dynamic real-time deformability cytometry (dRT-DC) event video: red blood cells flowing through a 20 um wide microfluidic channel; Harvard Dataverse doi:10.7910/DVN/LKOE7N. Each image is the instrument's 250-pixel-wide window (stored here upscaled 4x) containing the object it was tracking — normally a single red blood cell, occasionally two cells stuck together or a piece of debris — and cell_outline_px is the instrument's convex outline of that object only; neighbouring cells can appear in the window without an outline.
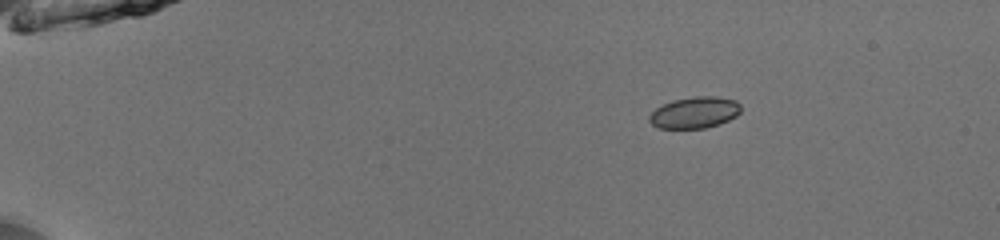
{"species": "common noctule bat (a hibernating species)", "species_latin": "Nyctalus noctula", "temperature_condition": "room temperature", "stored_images_in_passage": 44, "camera_frame_rate_fps": 3000, "um_per_image_px": 0.085, "animal": {"sex": "male", "body_mass_g": 13.0, "forearm_length_mm": 53.1}, "frame": {"image": 1, "passage_image": 1, "time_ms": 0.0, "image_size_px": [1000, 240], "cell_outline_px": [[740, 112], [736, 116], [720, 124], [704, 128], [660, 128], [652, 124], [648, 120], [648, 116], [656, 108], [672, 100], [696, 96], [716, 96], [736, 100], [740, 104]], "centroid_in_image_um": [59.05, 9.56], "position_along_channel_um": 25.9, "area_um2": 16.76}}
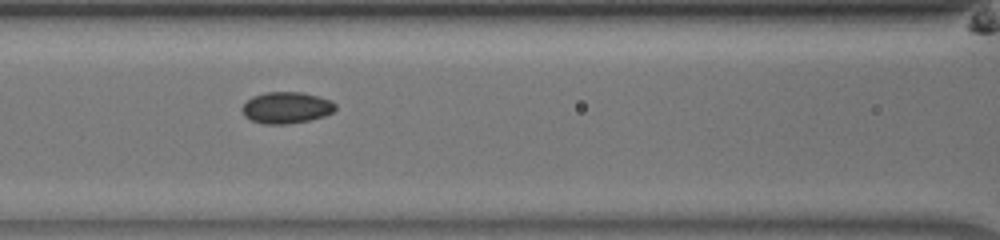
{"frame": {"image": 2, "passage_image": 17, "time_ms": 5.333, "image_size_px": [1000, 240], "cell_outline_px": [[336, 108], [332, 112], [324, 116], [308, 120], [284, 124], [264, 124], [252, 120], [244, 116], [240, 108], [252, 96], [264, 92], [304, 92], [320, 96], [332, 100], [336, 104]], "centroid_in_image_um": [24.35, 9.13], "position_along_channel_um": 142.3, "area_um2": 17.22}}
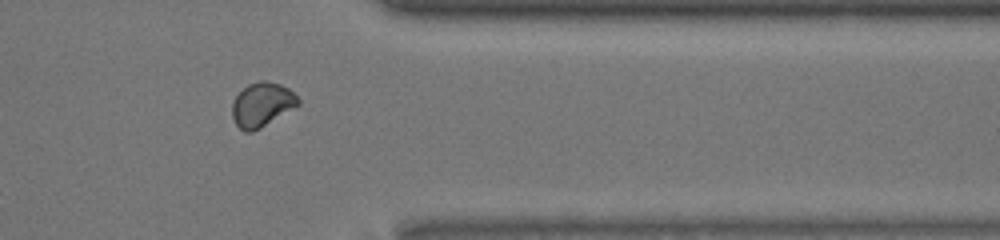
{"frame": {"image": 3, "passage_image": 36, "time_ms": 11.667, "image_size_px": [1000, 240], "cell_outline_px": [[300, 104], [260, 128], [252, 132], [244, 132], [236, 124], [232, 116], [232, 100], [248, 84], [260, 80], [264, 80], [280, 84], [288, 88], [300, 100]], "centroid_in_image_um": [22.25, 8.89], "position_along_channel_um": 389.2, "area_um2": 16.88}, "authors_computed_cell_mechanics": {"area_um2": 16.8487, "velocity_mm_per_s": 3.9651, "shape_relaxation_time_tau1_ms": 4.6571, "shape_relaxation_time_tau2_ms": 1.5924, "deformation_change_tau1": 0.0268, "deformation_change_tau2": 0.0413}}